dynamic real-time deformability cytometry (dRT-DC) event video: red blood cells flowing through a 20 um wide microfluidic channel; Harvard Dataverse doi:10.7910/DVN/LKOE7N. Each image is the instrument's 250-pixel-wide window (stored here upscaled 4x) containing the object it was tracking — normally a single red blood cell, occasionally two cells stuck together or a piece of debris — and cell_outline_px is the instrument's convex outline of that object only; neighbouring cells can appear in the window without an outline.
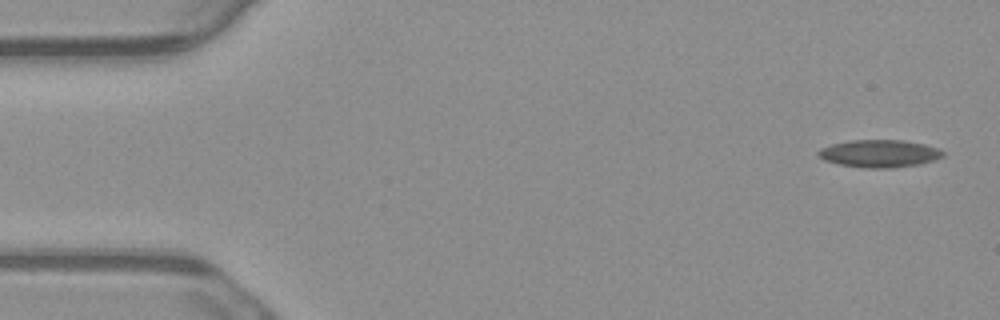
{"species": "common noctule bat (a hibernating species)", "species_latin": "Nyctalus noctula", "temperature_condition": "warm", "stored_images_in_passage": 5, "camera_frame_rate_fps": 3000, "um_per_image_px": 0.085, "animal": {"sex": "male", "body_mass_g": 23.1, "forearm_length_mm": 52.7}, "frame": {"image": 1, "passage_image": 1, "time_ms": 0.0, "image_size_px": [1000, 320], "cell_outline_px": [[944, 156], [936, 160], [920, 164], [892, 168], [864, 168], [840, 164], [824, 160], [816, 156], [816, 152], [820, 148], [832, 144], [848, 140], [904, 140], [924, 144], [936, 148], [944, 152]], "centroid_in_image_um": [74.73, 13.05], "position_along_channel_um": 10.3, "area_um2": 20.17}}
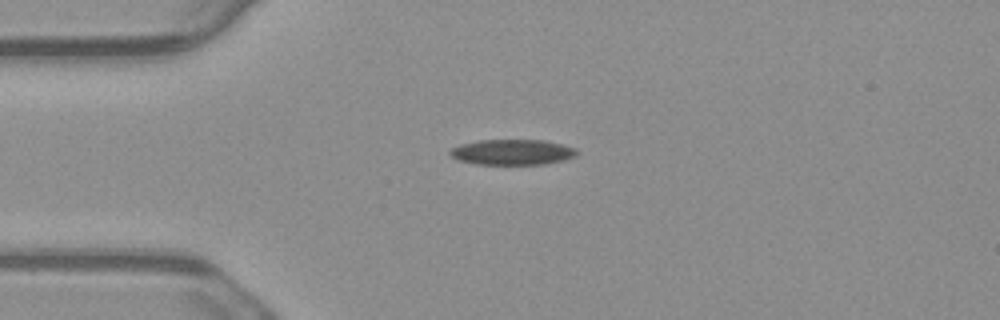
{"frame": {"image": 2, "passage_image": 4, "time_ms": 1.0, "image_size_px": [1000, 320], "cell_outline_px": [[576, 156], [564, 160], [544, 164], [476, 164], [456, 160], [448, 152], [452, 148], [460, 144], [476, 140], [544, 140], [576, 148]], "centroid_in_image_um": [43.51, 12.93], "position_along_channel_um": 41.5, "area_um2": 18.84}}